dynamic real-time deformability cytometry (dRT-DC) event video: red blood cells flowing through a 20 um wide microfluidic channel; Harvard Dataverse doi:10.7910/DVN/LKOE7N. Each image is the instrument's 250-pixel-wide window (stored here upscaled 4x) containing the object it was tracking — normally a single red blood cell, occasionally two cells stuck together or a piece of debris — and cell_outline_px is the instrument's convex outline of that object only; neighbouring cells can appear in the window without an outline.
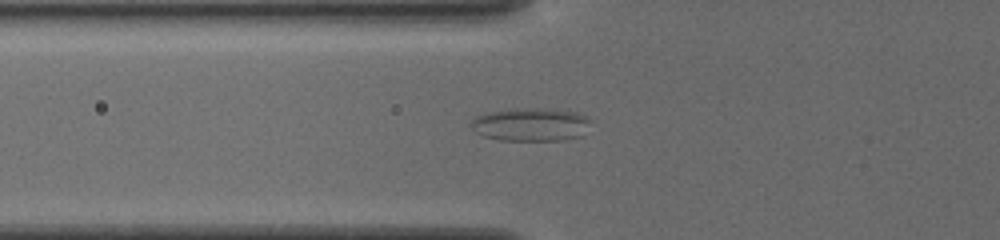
{"species": "common noctule bat (a hibernating species)", "species_latin": "Nyctalus noctula", "temperature_condition": "cold", "stored_images_in_passage": 36, "camera_frame_rate_fps": 3000, "um_per_image_px": 0.085, "animal": {"sex": "female", "body_mass_g": 19.5, "forearm_length_mm": 54.1}, "frame": {"image": 1, "passage_image": 2, "time_ms": 0.333, "image_size_px": [1000, 240], "cell_outline_px": [[588, 120], [580, 136], [564, 140], [500, 140], [484, 136], [476, 132], [468, 124], [476, 116], [492, 112], [516, 108], [536, 108], [572, 112]], "centroid_in_image_um": [44.99, 10.6], "position_along_channel_um": 80.8, "area_um2": 22.37}}
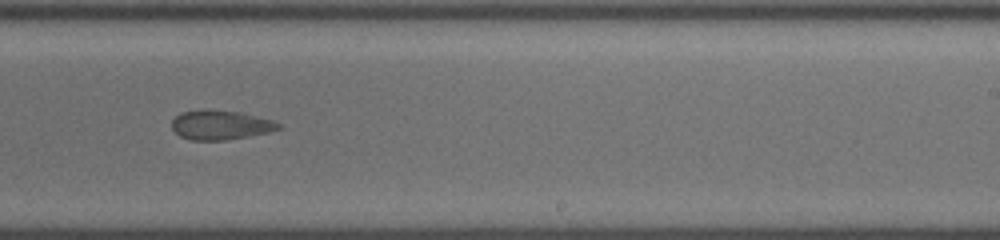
{"frame": {"image": 2, "passage_image": 17, "time_ms": 5.333, "image_size_px": [1000, 240], "cell_outline_px": [[280, 128], [268, 132], [224, 140], [192, 140], [180, 136], [172, 128], [172, 120], [180, 112], [200, 108], [204, 108], [236, 112], [272, 120], [280, 124]], "centroid_in_image_um": [18.66, 10.6], "position_along_channel_um": 270.3, "area_um2": 18.09}}
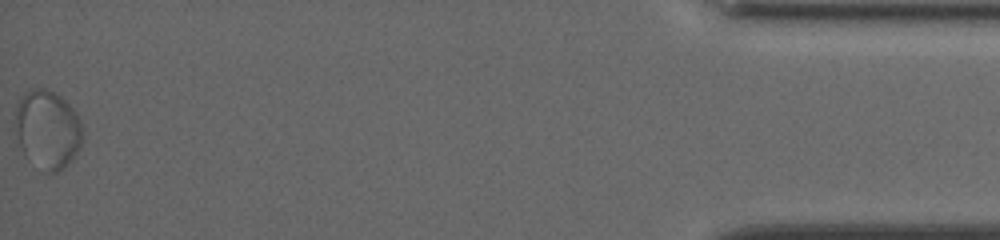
{"frame": {"image": 3, "passage_image": 36, "time_ms": 11.667, "image_size_px": [1000, 240], "cell_outline_px": [[80, 144], [76, 152], [64, 168], [56, 172], [44, 172], [28, 160], [24, 156], [20, 144], [16, 120], [16, 108], [24, 92], [32, 88], [44, 88], [60, 96], [72, 108], [80, 124]], "centroid_in_image_um": [4.01, 11.01], "position_along_channel_um": 431.2, "area_um2": 30.0}, "authors_computed_cell_mechanics": {"area_um2": 19.3052, "velocity_mm_per_s": 3.8049, "shape_relaxation_time_tau1_ms": null, "shape_relaxation_time_tau2_ms": 0.7331, "deformation_change_tau1": null, "deformation_change_tau2": 0.0584}}